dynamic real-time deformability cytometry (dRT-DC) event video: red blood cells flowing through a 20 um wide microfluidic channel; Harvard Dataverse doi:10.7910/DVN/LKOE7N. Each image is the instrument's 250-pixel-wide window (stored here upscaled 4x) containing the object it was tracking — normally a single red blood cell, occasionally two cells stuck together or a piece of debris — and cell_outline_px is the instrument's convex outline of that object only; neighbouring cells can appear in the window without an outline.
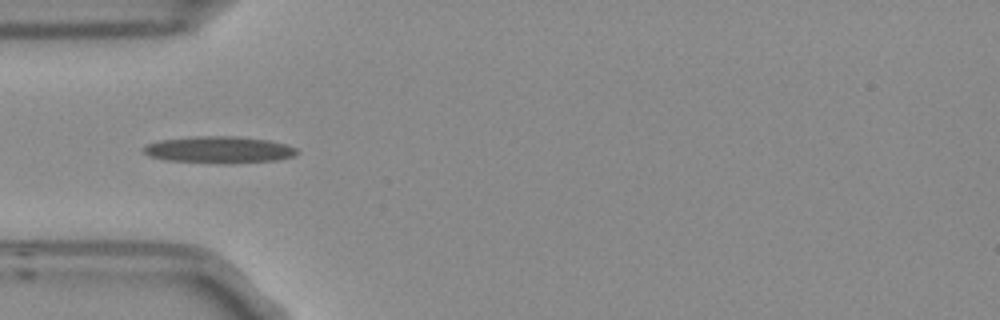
{"species": "Egyptian fruit bat (a non-hibernating species)", "species_latin": "Rousettus aegyptiacus", "temperature_condition": "room temperature", "stored_images_in_passage": 11, "camera_frame_rate_fps": 3000, "um_per_image_px": 0.085, "frame": {"image": 1, "passage_image": 1, "time_ms": 0.0, "image_size_px": [1000, 320], "cell_outline_px": [[300, 152], [292, 156], [276, 160], [224, 164], [168, 160], [152, 156], [144, 152], [144, 144], [160, 140], [192, 136], [236, 136], [272, 140], [296, 148]], "centroid_in_image_um": [18.64, 12.72], "position_along_channel_um": 66.4, "area_um2": 23.99}}
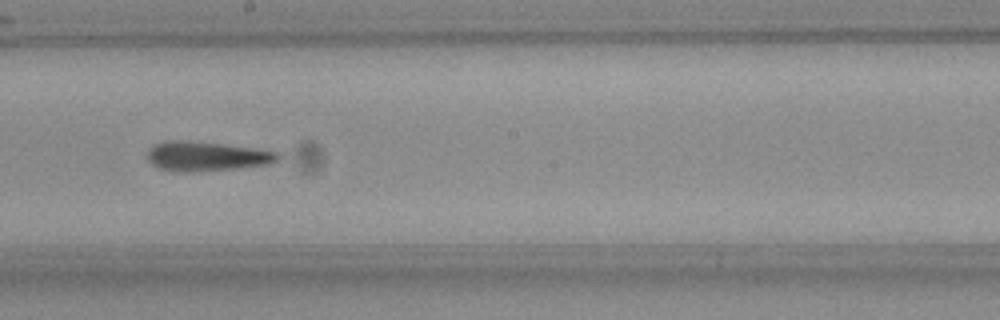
{"frame": {"image": 2, "passage_image": 5, "time_ms": 1.333, "image_size_px": [1000, 320], "cell_outline_px": [[280, 156], [276, 160], [268, 164], [244, 168], [188, 172], [180, 172], [160, 168], [152, 164], [148, 160], [148, 148], [156, 144], [168, 140], [176, 140], [220, 144], [252, 148], [280, 152]], "centroid_in_image_um": [17.56, 13.3], "position_along_channel_um": 230.6, "area_um2": 22.2}}
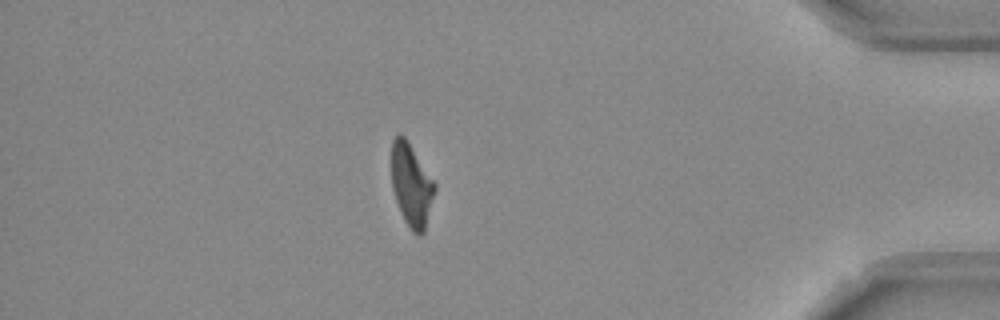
{"frame": {"image": 3, "passage_image": 10, "time_ms": 3.0, "image_size_px": [1000, 320], "cell_outline_px": [[436, 188], [424, 232], [420, 236], [412, 232], [404, 220], [396, 200], [392, 188], [392, 140], [400, 132], [404, 136], [436, 184]], "centroid_in_image_um": [34.97, 15.75], "position_along_channel_um": 400.2, "area_um2": 20.58}}